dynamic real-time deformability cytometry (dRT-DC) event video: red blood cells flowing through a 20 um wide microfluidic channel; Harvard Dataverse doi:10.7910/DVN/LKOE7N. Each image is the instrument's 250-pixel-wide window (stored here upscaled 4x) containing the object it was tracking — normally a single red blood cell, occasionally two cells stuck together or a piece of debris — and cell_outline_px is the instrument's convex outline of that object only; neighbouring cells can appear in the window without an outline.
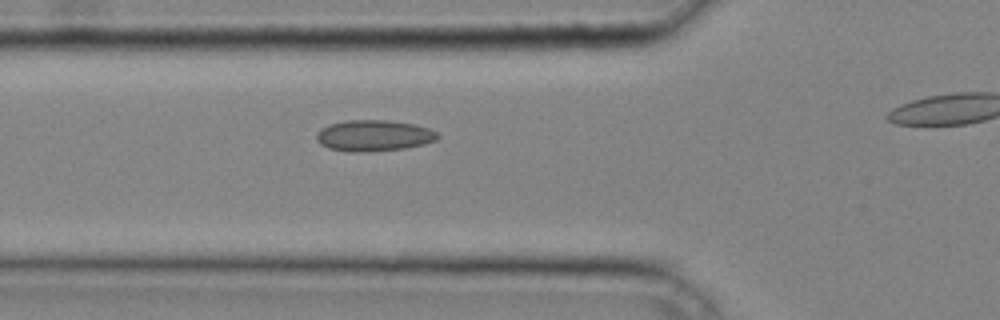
{"species": "common noctule bat (a hibernating species)", "species_latin": "Nyctalus noctula", "temperature_condition": "cold", "stored_images_in_passage": 6, "camera_frame_rate_fps": 3000, "um_per_image_px": 0.085, "animal": {"sex": "male", "body_mass_g": 20.4}, "frame": {"image": 1, "passage_image": 2, "time_ms": 0.333, "image_size_px": [1000, 320], "cell_outline_px": [[440, 136], [436, 140], [424, 144], [404, 148], [364, 152], [352, 152], [328, 148], [320, 144], [316, 140], [316, 132], [320, 128], [328, 124], [348, 120], [384, 120], [412, 124], [428, 128], [436, 132]], "centroid_in_image_um": [31.72, 11.53], "position_along_channel_um": 94.1, "area_um2": 21.96}}
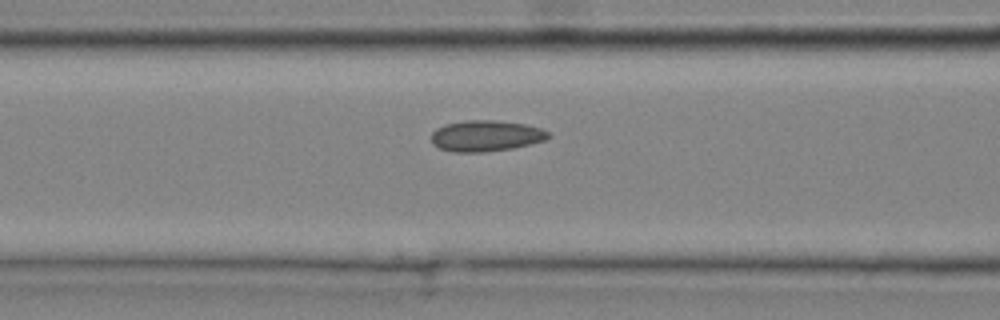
{"frame": {"image": 2, "passage_image": 4, "time_ms": 1.0, "image_size_px": [1000, 320], "cell_outline_px": [[552, 136], [544, 140], [512, 148], [484, 152], [452, 152], [440, 148], [432, 144], [432, 132], [436, 128], [444, 124], [464, 120], [492, 120], [524, 124], [540, 128], [548, 132]], "centroid_in_image_um": [41.26, 11.54], "position_along_channel_um": 125.3, "area_um2": 21.1}}